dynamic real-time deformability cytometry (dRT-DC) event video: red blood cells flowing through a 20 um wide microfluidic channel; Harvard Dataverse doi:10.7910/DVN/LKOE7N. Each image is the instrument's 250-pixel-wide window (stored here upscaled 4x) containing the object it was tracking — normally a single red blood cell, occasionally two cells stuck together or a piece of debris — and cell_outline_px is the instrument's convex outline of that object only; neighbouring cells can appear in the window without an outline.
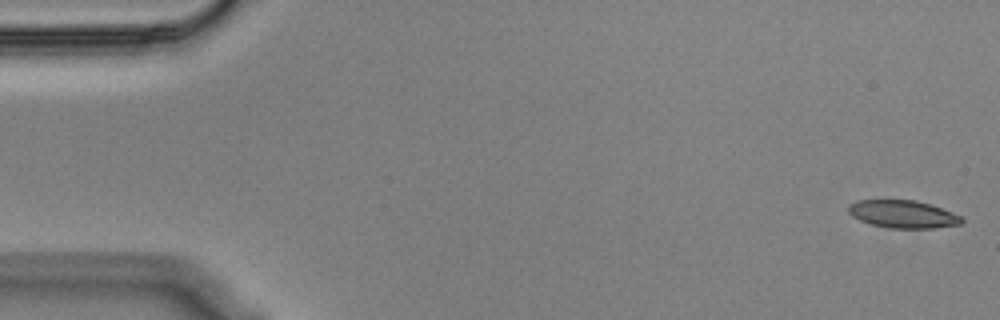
{"species": "Egyptian fruit bat (a non-hibernating species)", "species_latin": "Rousettus aegyptiacus", "temperature_condition": "cold", "stored_images_in_passage": 55, "camera_frame_rate_fps": 3000, "um_per_image_px": 0.085, "animal": {"sex": "male"}, "frame": {"image": 1, "passage_image": 1, "time_ms": 0.0, "image_size_px": [1000, 320], "cell_outline_px": [[964, 220], [960, 224], [936, 228], [888, 228], [872, 224], [860, 220], [852, 216], [848, 212], [848, 204], [856, 200], [916, 200], [932, 204], [952, 212], [960, 216]], "centroid_in_image_um": [76.74, 18.19], "position_along_channel_um": 8.3, "area_um2": 18.38}}
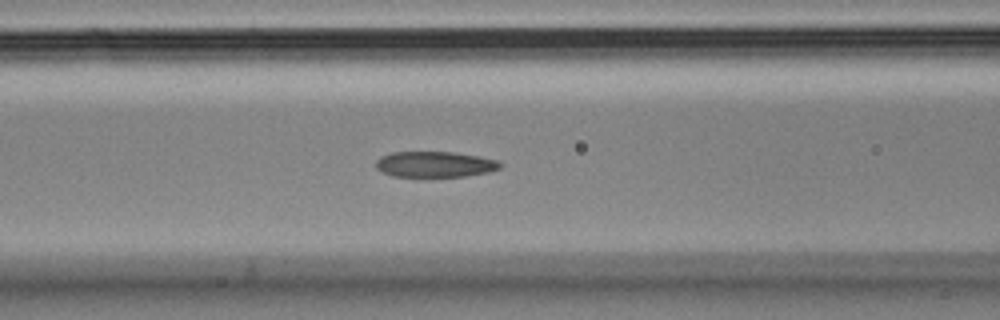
{"frame": {"image": 2, "passage_image": 22, "time_ms": 7.0, "image_size_px": [1000, 320], "cell_outline_px": [[504, 164], [500, 168], [488, 172], [464, 176], [392, 176], [376, 168], [376, 160], [380, 156], [392, 152], [452, 152], [480, 156], [500, 160]], "centroid_in_image_um": [37.0, 13.95], "position_along_channel_um": 129.6, "area_um2": 18.67}}
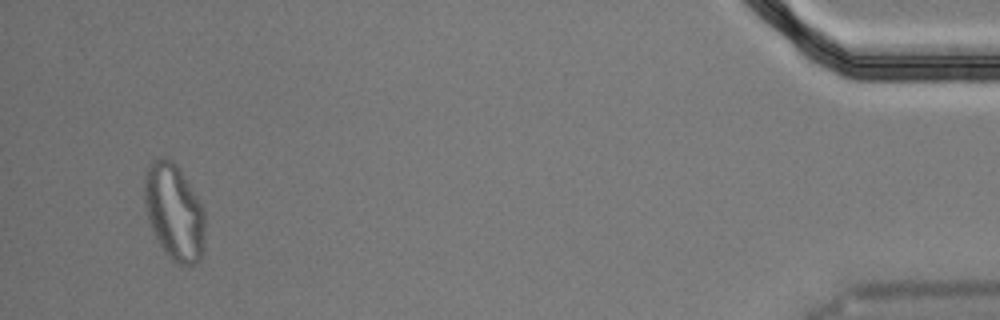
{"frame": {"image": 3, "passage_image": 53, "time_ms": 17.333, "image_size_px": [1000, 320], "cell_outline_px": [[204, 252], [200, 260], [196, 264], [176, 264], [164, 252], [148, 220], [144, 204], [144, 176], [148, 164], [152, 160], [172, 160], [176, 164], [200, 204], [204, 212]], "centroid_in_image_um": [14.79, 18.06], "position_along_channel_um": 420.4, "area_um2": 33.58}, "authors_computed_cell_mechanics": {"area_um2": 19.8254, "velocity_mm_per_s": 3.5713, "shape_relaxation_time_tau1_ms": null, "shape_relaxation_time_tau2_ms": 2.8912, "deformation_change_tau1": null, "deformation_change_tau2": 0.0916}}